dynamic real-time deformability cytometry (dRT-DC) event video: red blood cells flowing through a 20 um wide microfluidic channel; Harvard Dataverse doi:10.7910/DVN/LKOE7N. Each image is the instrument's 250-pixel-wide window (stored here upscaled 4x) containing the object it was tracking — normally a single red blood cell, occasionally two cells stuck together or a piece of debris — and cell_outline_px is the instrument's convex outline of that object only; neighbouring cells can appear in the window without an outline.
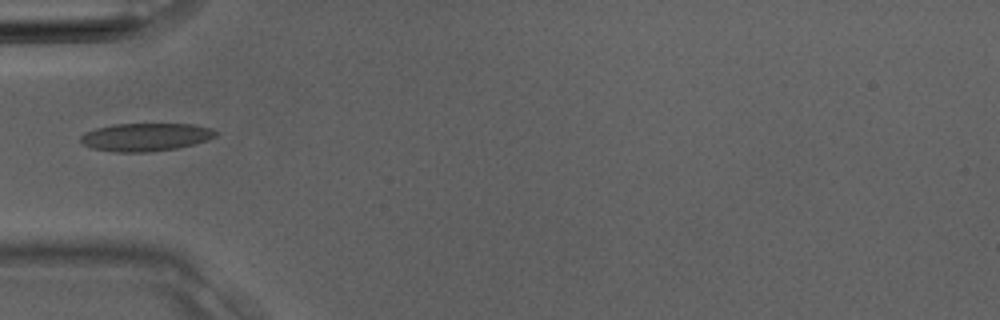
{"species": "Egyptian fruit bat (a non-hibernating species)", "species_latin": "Rousettus aegyptiacus", "temperature_condition": "room temperature", "stored_images_in_passage": 3, "camera_frame_rate_fps": 3000, "um_per_image_px": 0.085, "animal": {"sex": "male"}, "frame": {"image": 1, "passage_image": 3, "time_ms": 0.667, "image_size_px": [1000, 320], "cell_outline_px": [[220, 132], [216, 136], [208, 140], [196, 144], [176, 148], [148, 152], [116, 152], [92, 148], [84, 144], [80, 140], [80, 136], [84, 132], [96, 128], [116, 124], [196, 124], [212, 128]], "centroid_in_image_um": [12.43, 11.64], "position_along_channel_um": 72.6, "area_um2": 22.2}}